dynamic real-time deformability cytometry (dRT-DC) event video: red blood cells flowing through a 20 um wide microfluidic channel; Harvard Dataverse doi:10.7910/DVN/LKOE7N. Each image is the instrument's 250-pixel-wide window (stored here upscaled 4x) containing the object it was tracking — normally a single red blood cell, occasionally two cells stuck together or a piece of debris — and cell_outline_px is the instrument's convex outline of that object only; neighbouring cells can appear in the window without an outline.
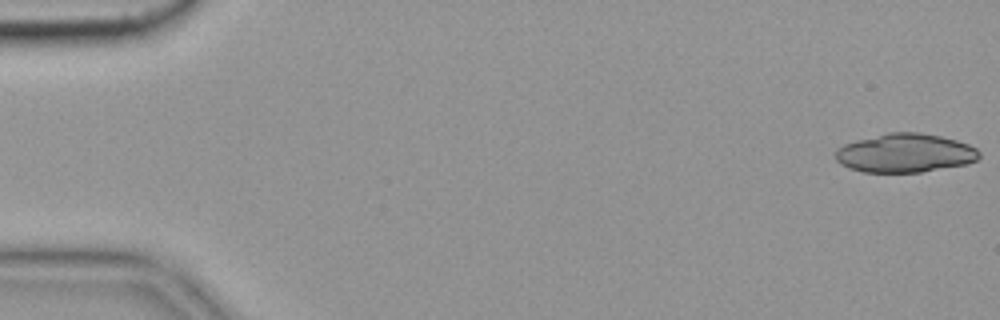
{"species": "common noctule bat (a hibernating species)", "species_latin": "Nyctalus noctula", "temperature_condition": "cold", "stored_images_in_passage": 35, "camera_frame_rate_fps": 3000, "um_per_image_px": 0.085, "animal": {"sex": "female", "body_mass_g": 19.9}, "frame": {"image": 1, "passage_image": 1, "time_ms": 0.0, "image_size_px": [1000, 320], "cell_outline_px": [[980, 156], [976, 160], [968, 164], [920, 172], [864, 172], [848, 168], [840, 164], [836, 160], [836, 148], [844, 144], [856, 140], [888, 132], [920, 132], [940, 136], [956, 140], [968, 144], [976, 148], [980, 152]], "centroid_in_image_um": [76.92, 13.01], "position_along_channel_um": 8.1, "area_um2": 32.6}}